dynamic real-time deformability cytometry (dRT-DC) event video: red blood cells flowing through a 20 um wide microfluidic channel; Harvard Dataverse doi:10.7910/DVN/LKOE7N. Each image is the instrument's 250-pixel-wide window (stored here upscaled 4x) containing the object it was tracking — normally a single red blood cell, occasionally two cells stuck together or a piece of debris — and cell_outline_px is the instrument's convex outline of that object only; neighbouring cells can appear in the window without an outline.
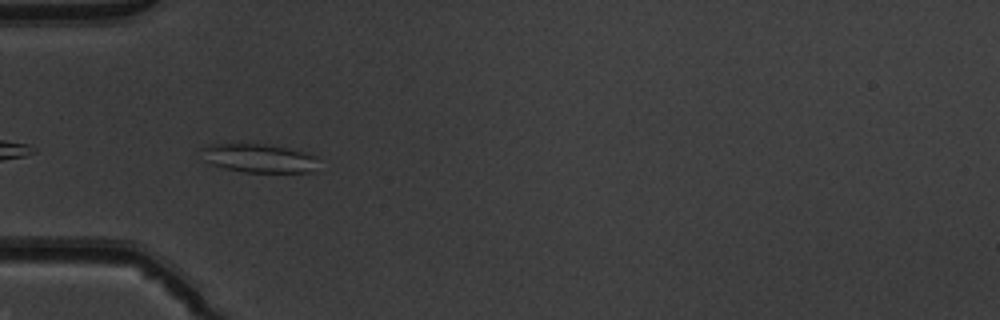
{"species": "common noctule bat (a hibernating species)", "species_latin": "Nyctalus noctula", "temperature_condition": "warm", "stored_images_in_passage": 22, "camera_frame_rate_fps": 3000, "um_per_image_px": 0.085, "animal": {"sex": "male", "body_mass_g": 19.5, "forearm_length_mm": 54.6}, "frame": {"image": 1, "passage_image": 2, "time_ms": 0.333, "image_size_px": [1000, 320], "cell_outline_px": [[316, 156], [312, 172], [244, 172], [224, 168], [212, 164], [204, 160], [200, 148], [208, 144], [264, 144], [308, 152]], "centroid_in_image_um": [21.95, 13.44], "position_along_channel_um": 63.1, "area_um2": 19.36}}
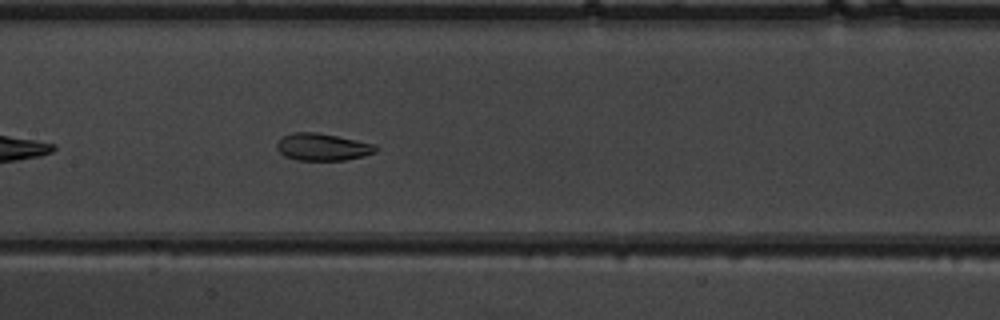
{"frame": {"image": 2, "passage_image": 11, "time_ms": 3.333, "image_size_px": [1000, 320], "cell_outline_px": [[380, 148], [376, 152], [364, 156], [344, 160], [296, 160], [284, 156], [276, 148], [276, 144], [284, 136], [292, 132], [316, 132], [376, 144]], "centroid_in_image_um": [27.44, 12.5], "position_along_channel_um": 180.0, "area_um2": 15.72}}
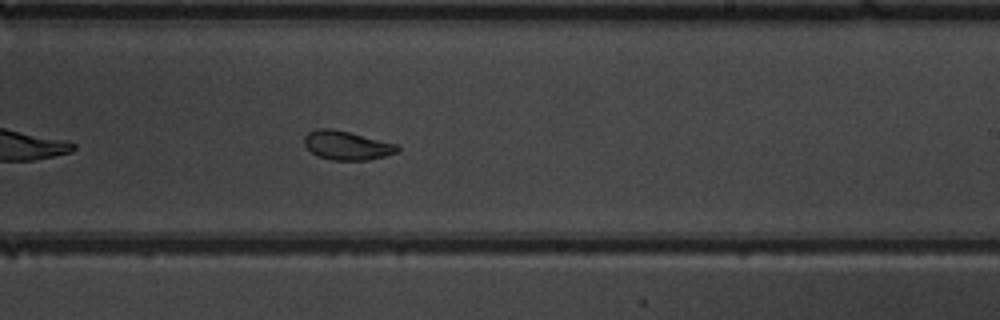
{"frame": {"image": 3, "passage_image": 17, "time_ms": 5.333, "image_size_px": [1000, 320], "cell_outline_px": [[400, 152], [368, 160], [332, 160], [316, 156], [304, 144], [304, 136], [308, 132], [316, 128], [328, 128], [348, 132], [396, 144], [400, 148]], "centroid_in_image_um": [29.46, 12.37], "position_along_channel_um": 259.5, "area_um2": 15.61}}